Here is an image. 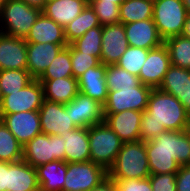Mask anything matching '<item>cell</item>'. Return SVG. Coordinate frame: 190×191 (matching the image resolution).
<instances>
[{"mask_svg": "<svg viewBox=\"0 0 190 191\" xmlns=\"http://www.w3.org/2000/svg\"><path fill=\"white\" fill-rule=\"evenodd\" d=\"M189 120L190 114L176 97L152 89L141 118L140 140L150 141L165 130H186Z\"/></svg>", "mask_w": 190, "mask_h": 191, "instance_id": "6da1fadb", "label": "cell"}, {"mask_svg": "<svg viewBox=\"0 0 190 191\" xmlns=\"http://www.w3.org/2000/svg\"><path fill=\"white\" fill-rule=\"evenodd\" d=\"M151 174L177 173L182 165H190V140L186 130H165L145 142Z\"/></svg>", "mask_w": 190, "mask_h": 191, "instance_id": "7a4b0ae2", "label": "cell"}, {"mask_svg": "<svg viewBox=\"0 0 190 191\" xmlns=\"http://www.w3.org/2000/svg\"><path fill=\"white\" fill-rule=\"evenodd\" d=\"M151 175L145 142H125L117 154L114 164L108 169L112 179H145Z\"/></svg>", "mask_w": 190, "mask_h": 191, "instance_id": "3957f363", "label": "cell"}, {"mask_svg": "<svg viewBox=\"0 0 190 191\" xmlns=\"http://www.w3.org/2000/svg\"><path fill=\"white\" fill-rule=\"evenodd\" d=\"M41 13L23 0H7L0 11V32L26 38Z\"/></svg>", "mask_w": 190, "mask_h": 191, "instance_id": "277c9868", "label": "cell"}, {"mask_svg": "<svg viewBox=\"0 0 190 191\" xmlns=\"http://www.w3.org/2000/svg\"><path fill=\"white\" fill-rule=\"evenodd\" d=\"M88 137L90 161L108 171L114 164L123 142L105 122L89 127Z\"/></svg>", "mask_w": 190, "mask_h": 191, "instance_id": "5b68a950", "label": "cell"}, {"mask_svg": "<svg viewBox=\"0 0 190 191\" xmlns=\"http://www.w3.org/2000/svg\"><path fill=\"white\" fill-rule=\"evenodd\" d=\"M153 21L160 37L179 36L183 32L188 12L182 0H153Z\"/></svg>", "mask_w": 190, "mask_h": 191, "instance_id": "8992f818", "label": "cell"}, {"mask_svg": "<svg viewBox=\"0 0 190 191\" xmlns=\"http://www.w3.org/2000/svg\"><path fill=\"white\" fill-rule=\"evenodd\" d=\"M22 160L35 168L56 160L65 161L64 139L41 132L23 146Z\"/></svg>", "mask_w": 190, "mask_h": 191, "instance_id": "52a82bcc", "label": "cell"}, {"mask_svg": "<svg viewBox=\"0 0 190 191\" xmlns=\"http://www.w3.org/2000/svg\"><path fill=\"white\" fill-rule=\"evenodd\" d=\"M108 176L101 165L86 162L67 163V172L62 191H89Z\"/></svg>", "mask_w": 190, "mask_h": 191, "instance_id": "ba28073f", "label": "cell"}, {"mask_svg": "<svg viewBox=\"0 0 190 191\" xmlns=\"http://www.w3.org/2000/svg\"><path fill=\"white\" fill-rule=\"evenodd\" d=\"M152 88L142 83L135 88L108 91L104 113H119L125 110L143 112L147 109L148 97Z\"/></svg>", "mask_w": 190, "mask_h": 191, "instance_id": "9c48e42d", "label": "cell"}, {"mask_svg": "<svg viewBox=\"0 0 190 191\" xmlns=\"http://www.w3.org/2000/svg\"><path fill=\"white\" fill-rule=\"evenodd\" d=\"M44 100L43 87L33 79L23 89L2 98L0 114L39 110Z\"/></svg>", "mask_w": 190, "mask_h": 191, "instance_id": "30bf717a", "label": "cell"}, {"mask_svg": "<svg viewBox=\"0 0 190 191\" xmlns=\"http://www.w3.org/2000/svg\"><path fill=\"white\" fill-rule=\"evenodd\" d=\"M66 112L76 127L89 128L104 122V105L81 92L66 104Z\"/></svg>", "mask_w": 190, "mask_h": 191, "instance_id": "8fae6325", "label": "cell"}, {"mask_svg": "<svg viewBox=\"0 0 190 191\" xmlns=\"http://www.w3.org/2000/svg\"><path fill=\"white\" fill-rule=\"evenodd\" d=\"M42 133L47 135H62L76 129L70 113L66 112V104L43 100L39 109Z\"/></svg>", "mask_w": 190, "mask_h": 191, "instance_id": "7c38bea8", "label": "cell"}, {"mask_svg": "<svg viewBox=\"0 0 190 191\" xmlns=\"http://www.w3.org/2000/svg\"><path fill=\"white\" fill-rule=\"evenodd\" d=\"M0 120L22 146L42 132L39 110L0 114Z\"/></svg>", "mask_w": 190, "mask_h": 191, "instance_id": "4fadbf2b", "label": "cell"}, {"mask_svg": "<svg viewBox=\"0 0 190 191\" xmlns=\"http://www.w3.org/2000/svg\"><path fill=\"white\" fill-rule=\"evenodd\" d=\"M170 65L169 51L164 43L150 49L139 73L141 83L152 89L159 88Z\"/></svg>", "mask_w": 190, "mask_h": 191, "instance_id": "5bb4252c", "label": "cell"}, {"mask_svg": "<svg viewBox=\"0 0 190 191\" xmlns=\"http://www.w3.org/2000/svg\"><path fill=\"white\" fill-rule=\"evenodd\" d=\"M100 61L105 65L116 64L129 47L124 24L115 23L102 27Z\"/></svg>", "mask_w": 190, "mask_h": 191, "instance_id": "9a60e30c", "label": "cell"}, {"mask_svg": "<svg viewBox=\"0 0 190 191\" xmlns=\"http://www.w3.org/2000/svg\"><path fill=\"white\" fill-rule=\"evenodd\" d=\"M27 70L25 38L0 32V70Z\"/></svg>", "mask_w": 190, "mask_h": 191, "instance_id": "2e32d148", "label": "cell"}, {"mask_svg": "<svg viewBox=\"0 0 190 191\" xmlns=\"http://www.w3.org/2000/svg\"><path fill=\"white\" fill-rule=\"evenodd\" d=\"M143 112L125 110L119 113H104V122L117 134L120 140L133 142L140 140Z\"/></svg>", "mask_w": 190, "mask_h": 191, "instance_id": "e0dca14e", "label": "cell"}, {"mask_svg": "<svg viewBox=\"0 0 190 191\" xmlns=\"http://www.w3.org/2000/svg\"><path fill=\"white\" fill-rule=\"evenodd\" d=\"M158 89L176 97L190 114V69L171 64Z\"/></svg>", "mask_w": 190, "mask_h": 191, "instance_id": "ac0fdd59", "label": "cell"}, {"mask_svg": "<svg viewBox=\"0 0 190 191\" xmlns=\"http://www.w3.org/2000/svg\"><path fill=\"white\" fill-rule=\"evenodd\" d=\"M68 44L27 43V70L38 79L52 63L57 54Z\"/></svg>", "mask_w": 190, "mask_h": 191, "instance_id": "d6986e66", "label": "cell"}, {"mask_svg": "<svg viewBox=\"0 0 190 191\" xmlns=\"http://www.w3.org/2000/svg\"><path fill=\"white\" fill-rule=\"evenodd\" d=\"M126 38L131 47L153 49L164 43L153 19L124 24Z\"/></svg>", "mask_w": 190, "mask_h": 191, "instance_id": "ffe728a7", "label": "cell"}, {"mask_svg": "<svg viewBox=\"0 0 190 191\" xmlns=\"http://www.w3.org/2000/svg\"><path fill=\"white\" fill-rule=\"evenodd\" d=\"M105 73L106 65L103 63L89 68L77 78L79 92L104 105L108 97Z\"/></svg>", "mask_w": 190, "mask_h": 191, "instance_id": "44dd1931", "label": "cell"}, {"mask_svg": "<svg viewBox=\"0 0 190 191\" xmlns=\"http://www.w3.org/2000/svg\"><path fill=\"white\" fill-rule=\"evenodd\" d=\"M25 41L27 43L68 44L64 28L43 13L31 27Z\"/></svg>", "mask_w": 190, "mask_h": 191, "instance_id": "7402d4cb", "label": "cell"}, {"mask_svg": "<svg viewBox=\"0 0 190 191\" xmlns=\"http://www.w3.org/2000/svg\"><path fill=\"white\" fill-rule=\"evenodd\" d=\"M7 191H40L36 168L23 160L8 162Z\"/></svg>", "mask_w": 190, "mask_h": 191, "instance_id": "603a6c76", "label": "cell"}, {"mask_svg": "<svg viewBox=\"0 0 190 191\" xmlns=\"http://www.w3.org/2000/svg\"><path fill=\"white\" fill-rule=\"evenodd\" d=\"M60 136L64 139L66 163L90 160L88 128L77 127Z\"/></svg>", "mask_w": 190, "mask_h": 191, "instance_id": "cb8c5ba5", "label": "cell"}, {"mask_svg": "<svg viewBox=\"0 0 190 191\" xmlns=\"http://www.w3.org/2000/svg\"><path fill=\"white\" fill-rule=\"evenodd\" d=\"M87 5L88 0H54L45 4L42 13L65 28Z\"/></svg>", "mask_w": 190, "mask_h": 191, "instance_id": "d4e9b609", "label": "cell"}, {"mask_svg": "<svg viewBox=\"0 0 190 191\" xmlns=\"http://www.w3.org/2000/svg\"><path fill=\"white\" fill-rule=\"evenodd\" d=\"M42 84L44 99L67 104L79 92L77 79L74 77L57 79H38Z\"/></svg>", "mask_w": 190, "mask_h": 191, "instance_id": "484cf974", "label": "cell"}, {"mask_svg": "<svg viewBox=\"0 0 190 191\" xmlns=\"http://www.w3.org/2000/svg\"><path fill=\"white\" fill-rule=\"evenodd\" d=\"M37 180L40 191H62L67 163L65 161H53L36 167Z\"/></svg>", "mask_w": 190, "mask_h": 191, "instance_id": "4316f807", "label": "cell"}, {"mask_svg": "<svg viewBox=\"0 0 190 191\" xmlns=\"http://www.w3.org/2000/svg\"><path fill=\"white\" fill-rule=\"evenodd\" d=\"M101 26L97 15L95 14L92 7L88 4L73 21H71L65 30V38L68 45L76 39L80 38L89 29Z\"/></svg>", "mask_w": 190, "mask_h": 191, "instance_id": "83f0119b", "label": "cell"}, {"mask_svg": "<svg viewBox=\"0 0 190 191\" xmlns=\"http://www.w3.org/2000/svg\"><path fill=\"white\" fill-rule=\"evenodd\" d=\"M153 6V0H126L120 5V23L152 19Z\"/></svg>", "mask_w": 190, "mask_h": 191, "instance_id": "f1b7e54d", "label": "cell"}, {"mask_svg": "<svg viewBox=\"0 0 190 191\" xmlns=\"http://www.w3.org/2000/svg\"><path fill=\"white\" fill-rule=\"evenodd\" d=\"M105 78L108 91L135 88L141 84L138 76L127 72L116 64L106 65Z\"/></svg>", "mask_w": 190, "mask_h": 191, "instance_id": "f546056e", "label": "cell"}, {"mask_svg": "<svg viewBox=\"0 0 190 191\" xmlns=\"http://www.w3.org/2000/svg\"><path fill=\"white\" fill-rule=\"evenodd\" d=\"M170 55V63L184 69H190V39L179 35L164 41Z\"/></svg>", "mask_w": 190, "mask_h": 191, "instance_id": "4dcf8cb0", "label": "cell"}, {"mask_svg": "<svg viewBox=\"0 0 190 191\" xmlns=\"http://www.w3.org/2000/svg\"><path fill=\"white\" fill-rule=\"evenodd\" d=\"M23 158V146L0 120V161L15 163Z\"/></svg>", "mask_w": 190, "mask_h": 191, "instance_id": "1f68e13d", "label": "cell"}, {"mask_svg": "<svg viewBox=\"0 0 190 191\" xmlns=\"http://www.w3.org/2000/svg\"><path fill=\"white\" fill-rule=\"evenodd\" d=\"M33 79L28 70H0V91L2 98L23 89Z\"/></svg>", "mask_w": 190, "mask_h": 191, "instance_id": "d6a6232c", "label": "cell"}, {"mask_svg": "<svg viewBox=\"0 0 190 191\" xmlns=\"http://www.w3.org/2000/svg\"><path fill=\"white\" fill-rule=\"evenodd\" d=\"M73 77L71 63V44L64 47L53 59L49 67L38 79H57Z\"/></svg>", "mask_w": 190, "mask_h": 191, "instance_id": "836d02e7", "label": "cell"}, {"mask_svg": "<svg viewBox=\"0 0 190 191\" xmlns=\"http://www.w3.org/2000/svg\"><path fill=\"white\" fill-rule=\"evenodd\" d=\"M102 27L89 29L80 38L76 39L71 45L82 53L95 56L100 59L101 55Z\"/></svg>", "mask_w": 190, "mask_h": 191, "instance_id": "e575fe53", "label": "cell"}, {"mask_svg": "<svg viewBox=\"0 0 190 191\" xmlns=\"http://www.w3.org/2000/svg\"><path fill=\"white\" fill-rule=\"evenodd\" d=\"M149 50L129 46L116 63L122 69L139 77L141 67L144 65Z\"/></svg>", "mask_w": 190, "mask_h": 191, "instance_id": "d590c367", "label": "cell"}, {"mask_svg": "<svg viewBox=\"0 0 190 191\" xmlns=\"http://www.w3.org/2000/svg\"><path fill=\"white\" fill-rule=\"evenodd\" d=\"M71 63H72L73 77L77 79L89 68L98 66L101 63V61L99 58L95 56L77 51L71 45Z\"/></svg>", "mask_w": 190, "mask_h": 191, "instance_id": "8d00e7d4", "label": "cell"}, {"mask_svg": "<svg viewBox=\"0 0 190 191\" xmlns=\"http://www.w3.org/2000/svg\"><path fill=\"white\" fill-rule=\"evenodd\" d=\"M97 15L101 26L120 23V6L115 3H88Z\"/></svg>", "mask_w": 190, "mask_h": 191, "instance_id": "74e56055", "label": "cell"}, {"mask_svg": "<svg viewBox=\"0 0 190 191\" xmlns=\"http://www.w3.org/2000/svg\"><path fill=\"white\" fill-rule=\"evenodd\" d=\"M152 191H176V173L151 174Z\"/></svg>", "mask_w": 190, "mask_h": 191, "instance_id": "f35d334b", "label": "cell"}, {"mask_svg": "<svg viewBox=\"0 0 190 191\" xmlns=\"http://www.w3.org/2000/svg\"><path fill=\"white\" fill-rule=\"evenodd\" d=\"M117 191H152L150 179H113Z\"/></svg>", "mask_w": 190, "mask_h": 191, "instance_id": "ab89813d", "label": "cell"}, {"mask_svg": "<svg viewBox=\"0 0 190 191\" xmlns=\"http://www.w3.org/2000/svg\"><path fill=\"white\" fill-rule=\"evenodd\" d=\"M176 191H190V165H182L176 173Z\"/></svg>", "mask_w": 190, "mask_h": 191, "instance_id": "60d3db41", "label": "cell"}, {"mask_svg": "<svg viewBox=\"0 0 190 191\" xmlns=\"http://www.w3.org/2000/svg\"><path fill=\"white\" fill-rule=\"evenodd\" d=\"M89 191H117L115 181L107 176L96 187Z\"/></svg>", "mask_w": 190, "mask_h": 191, "instance_id": "b9f144b4", "label": "cell"}, {"mask_svg": "<svg viewBox=\"0 0 190 191\" xmlns=\"http://www.w3.org/2000/svg\"><path fill=\"white\" fill-rule=\"evenodd\" d=\"M8 187V162L0 161V191H7Z\"/></svg>", "mask_w": 190, "mask_h": 191, "instance_id": "7bdbcfd3", "label": "cell"}, {"mask_svg": "<svg viewBox=\"0 0 190 191\" xmlns=\"http://www.w3.org/2000/svg\"><path fill=\"white\" fill-rule=\"evenodd\" d=\"M29 6H33L39 9H43L45 7L46 1L45 0H23Z\"/></svg>", "mask_w": 190, "mask_h": 191, "instance_id": "ee69618b", "label": "cell"}, {"mask_svg": "<svg viewBox=\"0 0 190 191\" xmlns=\"http://www.w3.org/2000/svg\"><path fill=\"white\" fill-rule=\"evenodd\" d=\"M181 35L190 39V13H188L187 15V18L184 23L183 32Z\"/></svg>", "mask_w": 190, "mask_h": 191, "instance_id": "f6af8a7d", "label": "cell"}, {"mask_svg": "<svg viewBox=\"0 0 190 191\" xmlns=\"http://www.w3.org/2000/svg\"><path fill=\"white\" fill-rule=\"evenodd\" d=\"M126 0H88V3H115L117 5H121Z\"/></svg>", "mask_w": 190, "mask_h": 191, "instance_id": "bcb514c9", "label": "cell"}, {"mask_svg": "<svg viewBox=\"0 0 190 191\" xmlns=\"http://www.w3.org/2000/svg\"><path fill=\"white\" fill-rule=\"evenodd\" d=\"M188 13H190V0H182Z\"/></svg>", "mask_w": 190, "mask_h": 191, "instance_id": "7dc6e473", "label": "cell"}, {"mask_svg": "<svg viewBox=\"0 0 190 191\" xmlns=\"http://www.w3.org/2000/svg\"><path fill=\"white\" fill-rule=\"evenodd\" d=\"M186 132L190 140V120H189V124L187 125Z\"/></svg>", "mask_w": 190, "mask_h": 191, "instance_id": "c3c4849f", "label": "cell"}, {"mask_svg": "<svg viewBox=\"0 0 190 191\" xmlns=\"http://www.w3.org/2000/svg\"><path fill=\"white\" fill-rule=\"evenodd\" d=\"M7 0H0V11Z\"/></svg>", "mask_w": 190, "mask_h": 191, "instance_id": "681fc988", "label": "cell"}, {"mask_svg": "<svg viewBox=\"0 0 190 191\" xmlns=\"http://www.w3.org/2000/svg\"><path fill=\"white\" fill-rule=\"evenodd\" d=\"M1 102H2V95H1V91H0V106H1Z\"/></svg>", "mask_w": 190, "mask_h": 191, "instance_id": "f907efd6", "label": "cell"}, {"mask_svg": "<svg viewBox=\"0 0 190 191\" xmlns=\"http://www.w3.org/2000/svg\"><path fill=\"white\" fill-rule=\"evenodd\" d=\"M46 1V3H48V2H51V1H54V0H45Z\"/></svg>", "mask_w": 190, "mask_h": 191, "instance_id": "816d5d0a", "label": "cell"}]
</instances>
